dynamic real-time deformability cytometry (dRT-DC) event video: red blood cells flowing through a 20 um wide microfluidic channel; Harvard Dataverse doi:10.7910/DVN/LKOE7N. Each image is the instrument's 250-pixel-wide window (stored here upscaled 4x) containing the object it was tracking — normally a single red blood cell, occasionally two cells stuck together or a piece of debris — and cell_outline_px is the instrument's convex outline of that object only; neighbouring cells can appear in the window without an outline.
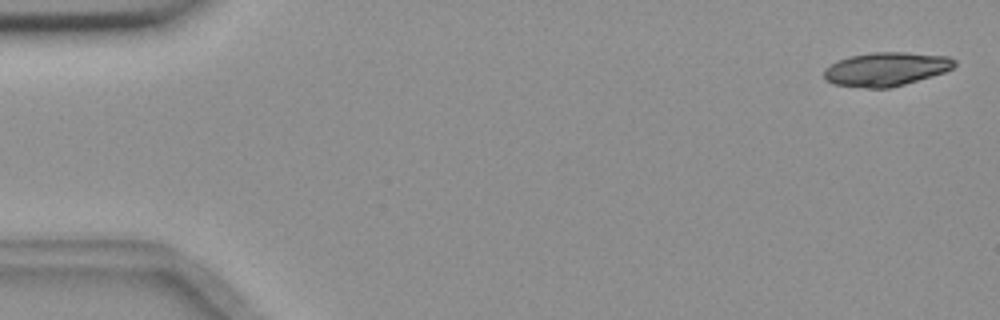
{"species": "common noctule bat (a hibernating species)", "species_latin": "Nyctalus noctula", "temperature_condition": "room temperature", "stored_images_in_passage": 55, "camera_frame_rate_fps": 3000, "um_per_image_px": 0.085, "animal": {"sex": "female", "body_mass_g": 18.4}, "frame": {"image": 1, "passage_image": 2, "time_ms": 0.333, "image_size_px": [1000, 320], "cell_outline_px": [[956, 64], [952, 68], [944, 72], [932, 76], [904, 84], [888, 88], [872, 88], [832, 84], [824, 80], [824, 68], [840, 60], [852, 56], [872, 52], [904, 52], [948, 56], [956, 60]], "centroid_in_image_um": [75.32, 5.87], "position_along_channel_um": 9.7, "area_um2": 25.49}}
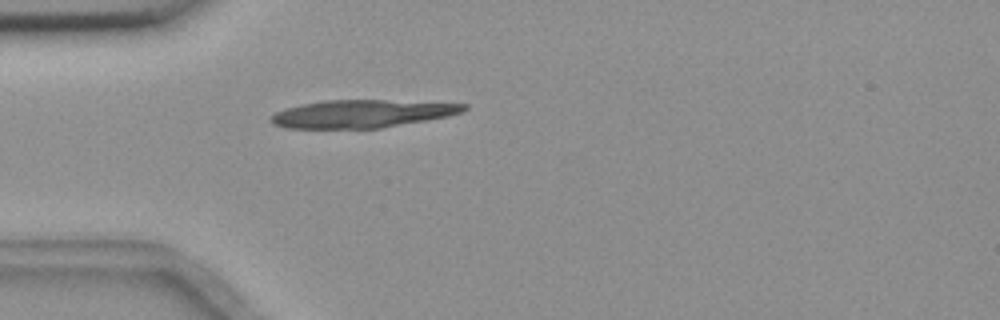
{"frame": {"image": 2, "passage_image": 16, "time_ms": 5.0, "image_size_px": [1000, 320], "cell_outline_px": [[468, 108], [460, 112], [448, 116], [380, 128], [288, 128], [272, 124], [272, 116], [276, 112], [288, 108], [304, 104], [324, 100], [384, 100], [468, 104]], "centroid_in_image_um": [30.78, 9.67], "position_along_channel_um": 54.2, "area_um2": 30.75}}